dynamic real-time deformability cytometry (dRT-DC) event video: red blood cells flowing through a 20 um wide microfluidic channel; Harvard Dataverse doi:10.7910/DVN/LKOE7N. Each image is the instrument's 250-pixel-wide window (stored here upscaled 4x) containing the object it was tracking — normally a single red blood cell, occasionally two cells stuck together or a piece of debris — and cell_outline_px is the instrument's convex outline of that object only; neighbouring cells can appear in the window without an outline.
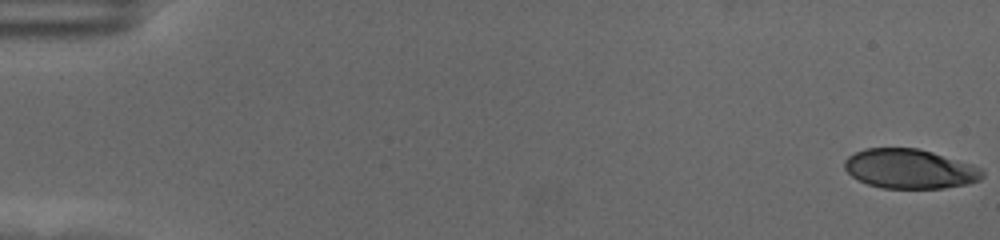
{"species": "human", "species_latin": "Homo sapiens", "temperature_condition": "cold", "stored_images_in_passage": 59, "camera_frame_rate_fps": 3000, "um_per_image_px": 0.085, "donor": {"sex": "female"}, "frame": {"image": 1, "passage_image": 1, "time_ms": 0.0, "image_size_px": [1000, 240], "cell_outline_px": [[984, 176], [980, 180], [968, 184], [944, 188], [880, 188], [856, 180], [844, 168], [844, 160], [848, 156], [864, 148], [916, 148], [932, 152], [972, 164], [980, 168], [984, 172]], "centroid_in_image_um": [77.32, 14.36], "position_along_channel_um": 7.7, "area_um2": 31.85}}
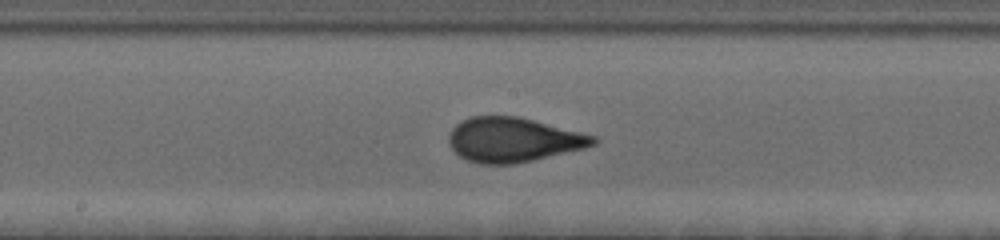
{"frame": {"image": 2, "passage_image": 32, "time_ms": 10.333, "image_size_px": [1000, 240], "cell_outline_px": [[600, 140], [596, 144], [584, 148], [532, 160], [512, 164], [480, 164], [468, 160], [460, 156], [448, 144], [448, 136], [452, 128], [460, 120], [468, 116], [516, 116], [596, 136]], "centroid_in_image_um": [43.59, 11.87], "position_along_channel_um": 204.6, "area_um2": 37.28}}
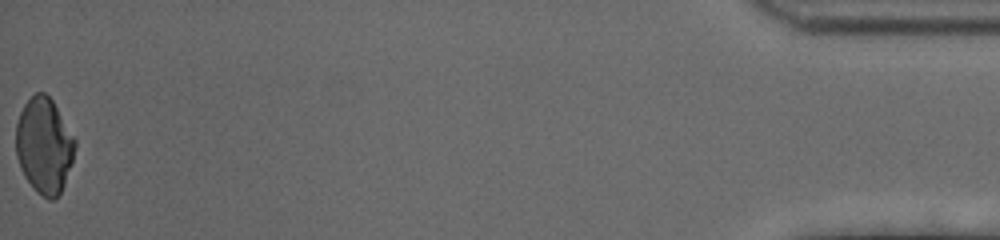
{"frame": {"image": 3, "passage_image": 59, "time_ms": 19.333, "image_size_px": [1000, 240], "cell_outline_px": [[76, 148], [64, 184], [60, 192], [52, 200], [48, 200], [24, 176], [20, 168], [16, 156], [16, 124], [20, 112], [24, 104], [36, 92], [44, 92], [52, 100], [76, 140]], "centroid_in_image_um": [3.75, 12.34], "position_along_channel_um": 431.5, "area_um2": 32.48}, "authors_computed_cell_mechanics": {"area_um2": 35.6048, "velocity_mm_per_s": 3.5141, "shape_relaxation_time_tau1_ms": 7.468, "shape_relaxation_time_tau2_ms": null, "deformation_change_tau1": 0.2052, "deformation_change_tau2": null}}